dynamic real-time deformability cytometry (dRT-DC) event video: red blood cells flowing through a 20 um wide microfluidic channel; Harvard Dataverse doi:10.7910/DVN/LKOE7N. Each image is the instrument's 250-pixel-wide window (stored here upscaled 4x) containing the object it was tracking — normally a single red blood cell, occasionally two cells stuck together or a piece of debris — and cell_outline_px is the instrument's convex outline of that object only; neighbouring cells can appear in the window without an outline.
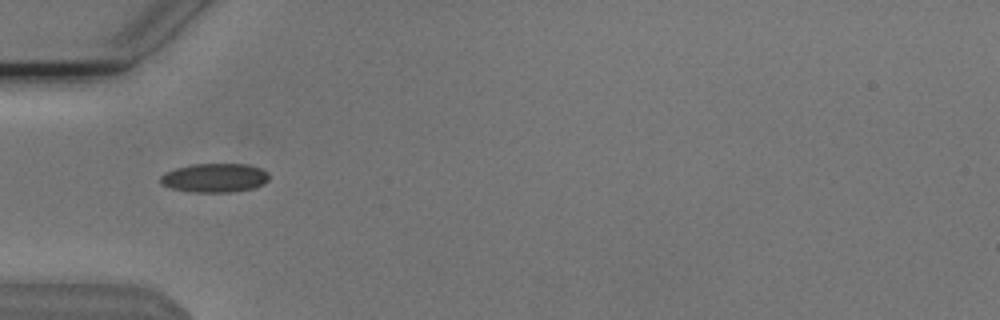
{"species": "Egyptian fruit bat (a non-hibernating species)", "species_latin": "Rousettus aegyptiacus", "temperature_condition": "cold", "stored_images_in_passage": 7, "camera_frame_rate_fps": 3000, "um_per_image_px": 0.085, "animal": {"sex": "male"}, "frame": {"image": 1, "passage_image": 4, "time_ms": 1.0, "image_size_px": [1000, 320], "cell_outline_px": [[268, 180], [264, 184], [256, 188], [232, 192], [192, 192], [172, 188], [160, 184], [160, 176], [164, 172], [176, 168], [192, 164], [248, 164], [260, 168], [268, 172]], "centroid_in_image_um": [18.25, 15.12], "position_along_channel_um": 66.7, "area_um2": 18.5}}
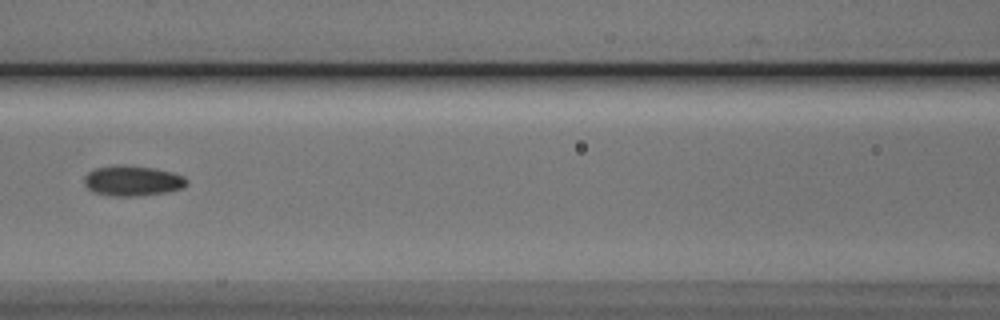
{"frame": {"image": 2, "passage_image": 6, "time_ms": 1.667, "image_size_px": [1000, 320], "cell_outline_px": [[188, 184], [184, 188], [168, 192], [136, 196], [112, 196], [92, 192], [84, 184], [84, 176], [88, 172], [96, 168], [112, 164], [124, 164], [152, 168], [172, 172], [184, 176], [188, 180]], "centroid_in_image_um": [11.26, 15.36], "position_along_channel_um": 155.3, "area_um2": 18.44}}
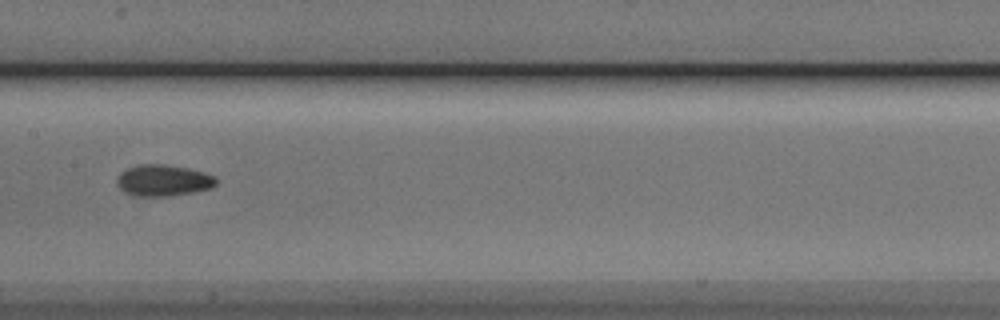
{"frame": {"image": 3, "passage_image": 7, "time_ms": 2.0, "image_size_px": [1000, 320], "cell_outline_px": [[216, 184], [212, 188], [192, 192], [168, 196], [132, 196], [124, 192], [116, 184], [116, 180], [120, 172], [128, 168], [140, 164], [164, 164], [188, 168], [204, 172], [216, 176]], "centroid_in_image_um": [13.86, 15.33], "position_along_channel_um": 193.5, "area_um2": 18.26}}